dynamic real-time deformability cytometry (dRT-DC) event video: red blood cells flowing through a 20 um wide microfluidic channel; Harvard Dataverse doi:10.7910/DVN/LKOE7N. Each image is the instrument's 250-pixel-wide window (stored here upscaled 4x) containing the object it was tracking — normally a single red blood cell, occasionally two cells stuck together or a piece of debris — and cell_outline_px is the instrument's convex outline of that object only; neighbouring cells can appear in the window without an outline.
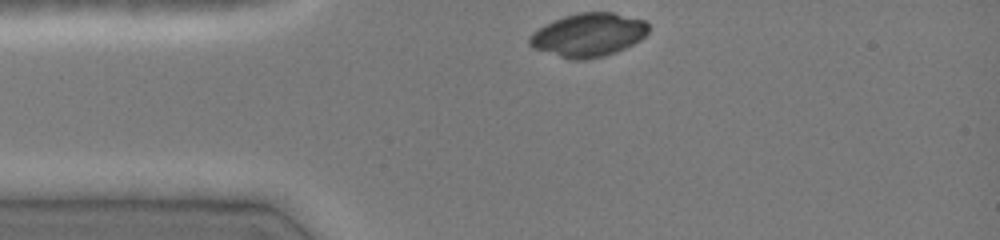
{"species": "common noctule bat (a hibernating species)", "species_latin": "Nyctalus noctula", "temperature_condition": "cold", "stored_images_in_passage": 30, "camera_frame_rate_fps": 3000, "um_per_image_px": 0.085, "animal": {"sex": "female", "body_mass_g": 19.0, "forearm_length_mm": 51.5}, "frame": {"image": 1, "passage_image": 1, "time_ms": 0.0, "image_size_px": [1000, 240], "cell_outline_px": [[648, 32], [640, 40], [616, 52], [604, 56], [584, 60], [572, 60], [532, 48], [528, 44], [528, 36], [532, 32], [552, 20], [564, 16], [580, 12], [612, 12], [644, 20], [648, 24]], "centroid_in_image_um": [49.97, 2.97], "position_along_channel_um": 35.0, "area_um2": 30.23}}
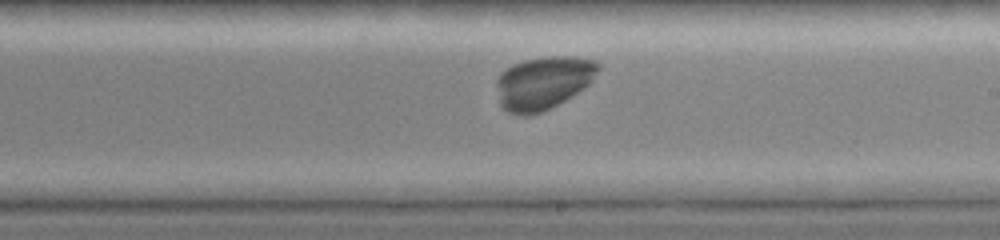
{"frame": {"image": 2, "passage_image": 18, "time_ms": 5.667, "image_size_px": [1000, 240], "cell_outline_px": [[600, 68], [592, 80], [584, 88], [572, 96], [540, 112], [528, 116], [520, 116], [508, 112], [500, 104], [496, 84], [496, 80], [500, 72], [512, 64], [524, 60], [548, 56], [576, 56], [596, 60], [600, 64]], "centroid_in_image_um": [46.17, 7.02], "position_along_channel_um": 242.8, "area_um2": 31.56}}
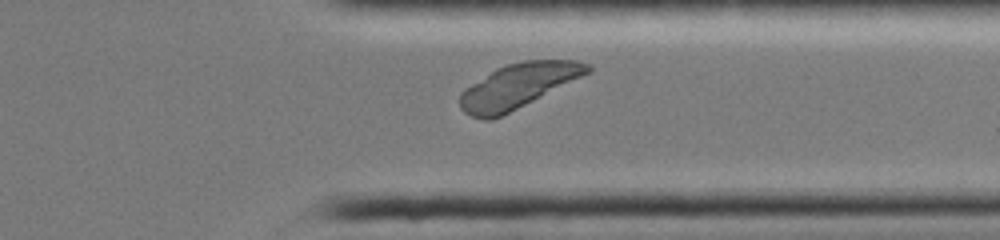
{"frame": {"image": 3, "passage_image": 27, "time_ms": 8.667, "image_size_px": [1000, 240], "cell_outline_px": [[592, 72], [492, 120], [484, 120], [472, 116], [464, 112], [460, 108], [460, 92], [464, 88], [496, 68], [508, 64], [524, 60], [576, 60], [588, 64], [592, 68]], "centroid_in_image_um": [44.03, 7.3], "position_along_channel_um": 367.4, "area_um2": 32.95}}